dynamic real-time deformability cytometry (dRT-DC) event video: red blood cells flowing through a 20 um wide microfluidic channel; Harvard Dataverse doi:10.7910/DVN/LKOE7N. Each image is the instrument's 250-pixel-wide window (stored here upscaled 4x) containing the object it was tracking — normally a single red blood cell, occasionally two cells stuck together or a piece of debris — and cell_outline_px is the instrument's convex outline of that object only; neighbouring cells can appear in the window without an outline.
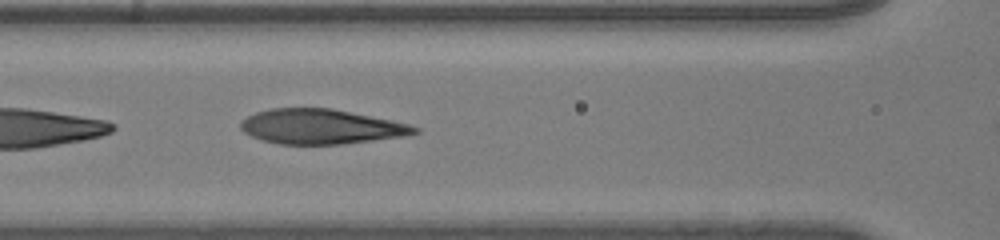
{"species": "human", "species_latin": "Homo sapiens", "temperature_condition": "room temperature", "stored_images_in_passage": 15, "camera_frame_rate_fps": 3000, "um_per_image_px": 0.085, "donor": {"sex": "male"}, "frame": {"image": 1, "passage_image": 7, "time_ms": 2.0, "image_size_px": [1000, 240], "cell_outline_px": [[420, 132], [404, 136], [340, 144], [280, 144], [264, 140], [252, 136], [244, 132], [240, 128], [240, 120], [256, 112], [272, 108], [332, 108], [392, 120], [408, 124], [420, 128]], "centroid_in_image_um": [27.28, 10.75], "position_along_channel_um": 139.3, "area_um2": 35.14}}